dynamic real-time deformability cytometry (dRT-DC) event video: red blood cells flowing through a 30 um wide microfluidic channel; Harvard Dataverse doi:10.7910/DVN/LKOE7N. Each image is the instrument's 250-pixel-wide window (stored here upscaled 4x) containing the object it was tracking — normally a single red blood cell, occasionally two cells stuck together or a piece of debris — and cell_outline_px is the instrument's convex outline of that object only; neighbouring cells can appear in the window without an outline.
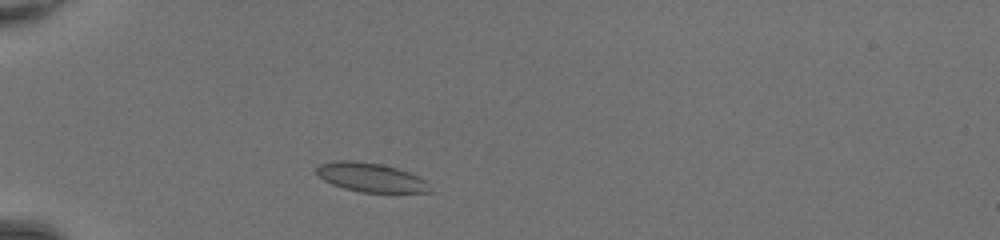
{"species": "common noctule bat (a hibernating species)", "species_latin": "Nyctalus noctula", "temperature_condition": "room temperature", "stored_images_in_passage": 34, "camera_frame_rate_fps": 3000, "um_per_image_px": 0.085, "animal": {"sex": "female", "body_mass_g": 20.0, "forearm_length_mm": 54.0}, "frame": {"image": 1, "passage_image": 1, "time_ms": 0.0, "image_size_px": [1000, 240], "cell_outline_px": [[432, 192], [360, 192], [344, 188], [332, 184], [324, 180], [316, 172], [316, 168], [320, 164], [332, 160], [352, 160], [380, 164], [396, 168], [408, 172], [424, 180]], "centroid_in_image_um": [31.46, 15.07], "position_along_channel_um": 53.5, "area_um2": 18.9}}
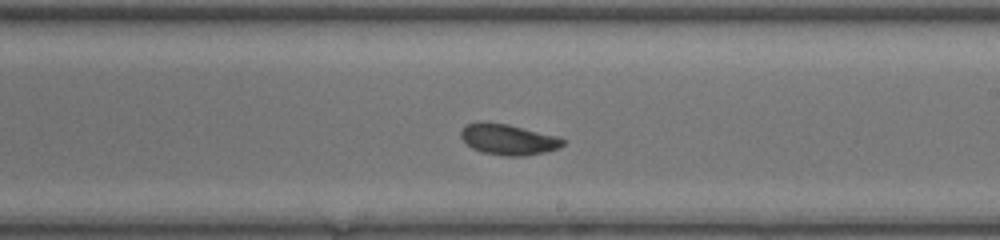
{"frame": {"image": 2, "passage_image": 16, "time_ms": 5.0, "image_size_px": [1000, 240], "cell_outline_px": [[568, 140], [560, 148], [544, 152], [524, 156], [504, 156], [484, 152], [472, 148], [460, 136], [460, 132], [468, 124], [480, 120], [508, 124], [556, 136]], "centroid_in_image_um": [43.22, 11.84], "position_along_channel_um": 245.8, "area_um2": 18.32}}
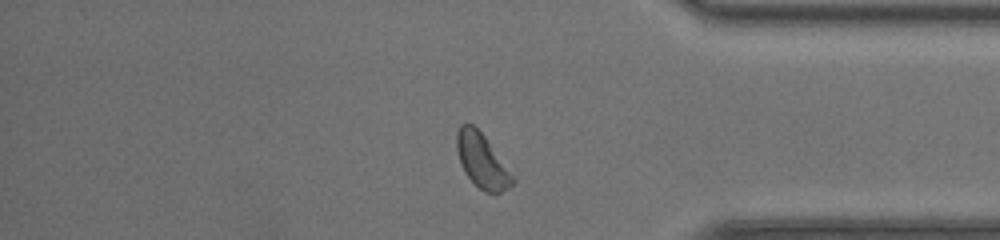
{"frame": {"image": 3, "passage_image": 27, "time_ms": 8.667, "image_size_px": [1000, 240], "cell_outline_px": [[516, 180], [508, 188], [496, 196], [484, 192], [464, 172], [456, 148], [456, 132], [460, 124], [468, 120], [484, 136], [516, 176]], "centroid_in_image_um": [41.0, 13.68], "position_along_channel_um": 394.2, "area_um2": 18.03}, "authors_computed_cell_mechanics": {"area_um2": 18.4093, "velocity_mm_per_s": 4.3687, "shape_relaxation_time_tau1_ms": 6.3604, "shape_relaxation_time_tau2_ms": 1.3505, "deformation_change_tau1": 0.1408, "deformation_change_tau2": 0.0552}}